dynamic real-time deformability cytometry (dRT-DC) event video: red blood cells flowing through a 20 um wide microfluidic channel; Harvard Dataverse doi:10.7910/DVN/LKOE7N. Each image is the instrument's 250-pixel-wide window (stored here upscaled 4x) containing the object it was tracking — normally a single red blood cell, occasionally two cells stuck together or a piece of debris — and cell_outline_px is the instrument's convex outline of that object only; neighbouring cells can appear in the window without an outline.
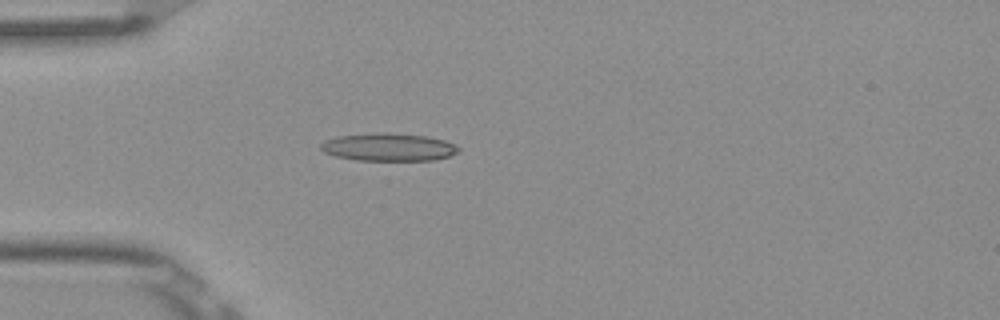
{"species": "Egyptian fruit bat (a non-hibernating species)", "species_latin": "Rousettus aegyptiacus", "temperature_condition": "room temperature", "stored_images_in_passage": 1, "camera_frame_rate_fps": 3000, "um_per_image_px": 0.085, "frame": {"image": 1, "passage_image": 1, "time_ms": 0.0, "image_size_px": [1000, 320], "cell_outline_px": [[460, 152], [436, 160], [356, 160], [336, 156], [324, 152], [320, 148], [320, 144], [324, 140], [336, 136], [380, 132], [388, 132], [424, 136], [444, 140], [456, 144], [460, 148]], "centroid_in_image_um": [33.03, 12.5], "position_along_channel_um": 52.0, "area_um2": 22.43}}